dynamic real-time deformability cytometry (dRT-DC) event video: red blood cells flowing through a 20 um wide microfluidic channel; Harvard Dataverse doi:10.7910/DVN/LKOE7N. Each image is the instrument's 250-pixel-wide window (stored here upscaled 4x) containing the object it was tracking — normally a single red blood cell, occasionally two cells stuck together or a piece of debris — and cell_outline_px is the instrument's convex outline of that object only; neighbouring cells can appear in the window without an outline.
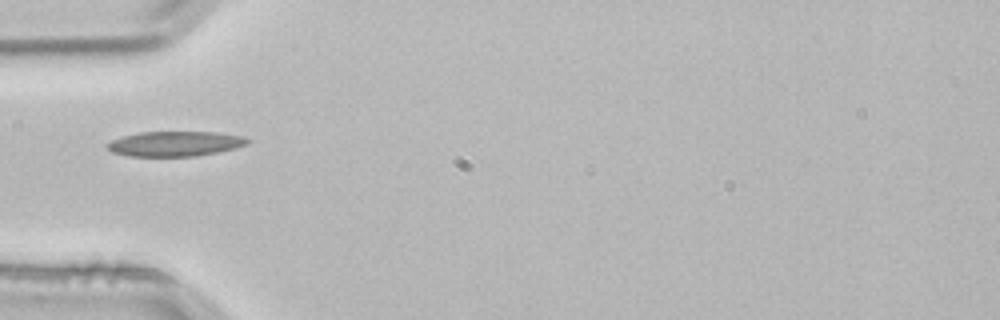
{"species": "common noctule bat (a hibernating species)", "species_latin": "Nyctalus noctula", "temperature_condition": "room temperature", "stored_images_in_passage": 1, "camera_frame_rate_fps": 3000, "um_per_image_px": 0.085, "animal": {"sex": "male", "body_mass_g": 21.5, "forearm_length_mm": 52.0}, "frame": {"image": 1, "passage_image": 1, "time_ms": 0.0, "image_size_px": [1000, 320], "cell_outline_px": [[252, 140], [248, 144], [236, 148], [220, 152], [196, 156], [128, 156], [112, 152], [104, 144], [112, 140], [124, 136], [140, 132], [216, 132], [244, 136]], "centroid_in_image_um": [14.93, 12.22], "position_along_channel_um": 70.1, "area_um2": 20.58}}